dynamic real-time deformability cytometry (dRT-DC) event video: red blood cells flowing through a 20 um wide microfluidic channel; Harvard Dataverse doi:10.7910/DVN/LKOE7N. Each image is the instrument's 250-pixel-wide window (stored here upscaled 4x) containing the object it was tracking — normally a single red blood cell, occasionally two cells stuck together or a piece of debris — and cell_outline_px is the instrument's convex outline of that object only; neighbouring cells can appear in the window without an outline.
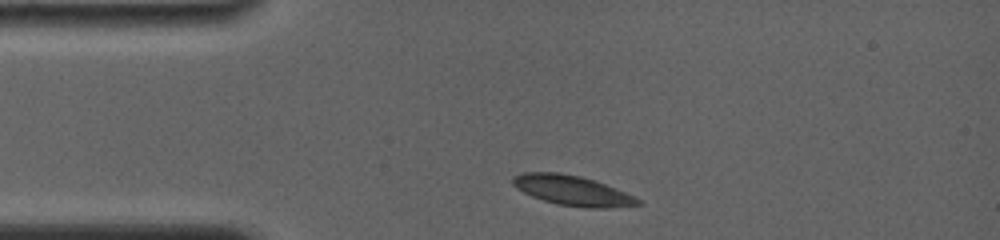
{"species": "common noctule bat (a hibernating species)", "species_latin": "Nyctalus noctula", "temperature_condition": "room temperature", "stored_images_in_passage": 9, "camera_frame_rate_fps": 4000, "um_per_image_px": 0.085, "animal": {"sex": "female", "body_mass_g": 19.0, "forearm_length_mm": 56.7}, "frame": {"image": 1, "passage_image": 1, "time_ms": 0.0, "image_size_px": [1000, 240], "cell_outline_px": [[644, 204], [608, 208], [588, 208], [560, 204], [544, 200], [532, 196], [516, 188], [512, 184], [512, 176], [520, 172], [560, 172], [580, 176], [604, 184], [624, 192], [640, 200]], "centroid_in_image_um": [48.6, 16.18], "position_along_channel_um": 36.4, "area_um2": 21.62}}
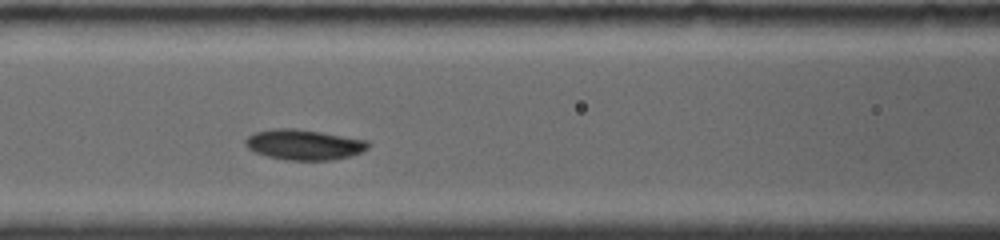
{"frame": {"image": 2, "passage_image": 6, "time_ms": 3.5, "image_size_px": [1000, 240], "cell_outline_px": [[372, 144], [368, 148], [352, 156], [332, 160], [284, 160], [268, 156], [256, 152], [248, 148], [244, 144], [244, 140], [252, 132], [272, 128], [296, 128], [368, 140]], "centroid_in_image_um": [25.83, 12.29], "position_along_channel_um": 140.8, "area_um2": 21.96}}
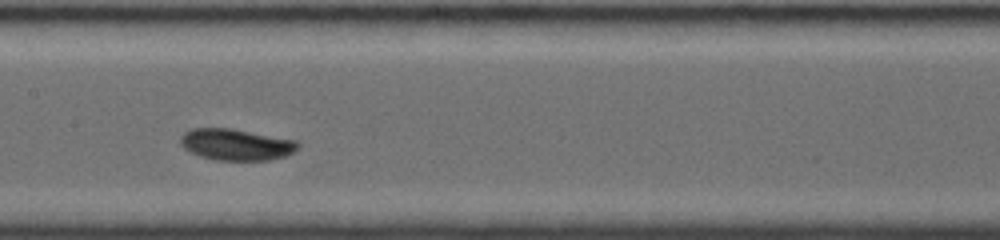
{"frame": {"image": 3, "passage_image": 8, "time_ms": 4.75, "image_size_px": [1000, 240], "cell_outline_px": [[300, 144], [292, 152], [284, 156], [268, 160], [216, 160], [200, 156], [184, 148], [180, 144], [180, 136], [184, 132], [192, 128], [232, 128], [296, 140]], "centroid_in_image_um": [20.04, 12.27], "position_along_channel_um": 187.4, "area_um2": 21.44}}